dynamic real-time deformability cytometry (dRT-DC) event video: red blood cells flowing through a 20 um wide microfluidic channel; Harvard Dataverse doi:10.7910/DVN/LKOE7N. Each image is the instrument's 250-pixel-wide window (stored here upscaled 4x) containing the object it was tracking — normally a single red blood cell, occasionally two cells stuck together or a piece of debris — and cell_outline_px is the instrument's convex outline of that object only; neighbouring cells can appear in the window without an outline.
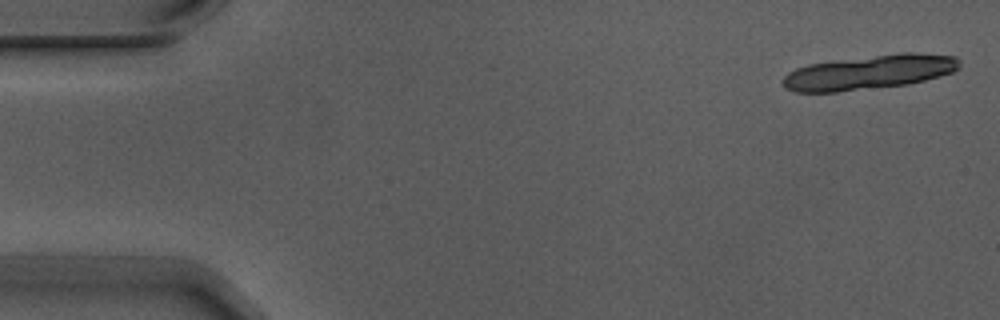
{"species": "Egyptian fruit bat (a non-hibernating species)", "species_latin": "Rousettus aegyptiacus", "temperature_condition": "warm", "stored_images_in_passage": 4, "camera_frame_rate_fps": 3000, "um_per_image_px": 0.085, "animal": {"sex": "male"}, "frame": {"image": 1, "passage_image": 1, "time_ms": 0.0, "image_size_px": [1000, 320], "cell_outline_px": [[960, 68], [952, 72], [940, 76], [908, 84], [836, 92], [796, 92], [784, 88], [784, 76], [788, 72], [796, 68], [808, 64], [832, 60], [900, 52], [916, 52], [956, 56], [960, 60]], "centroid_in_image_um": [73.91, 6.12], "position_along_channel_um": 11.1, "area_um2": 35.66}}
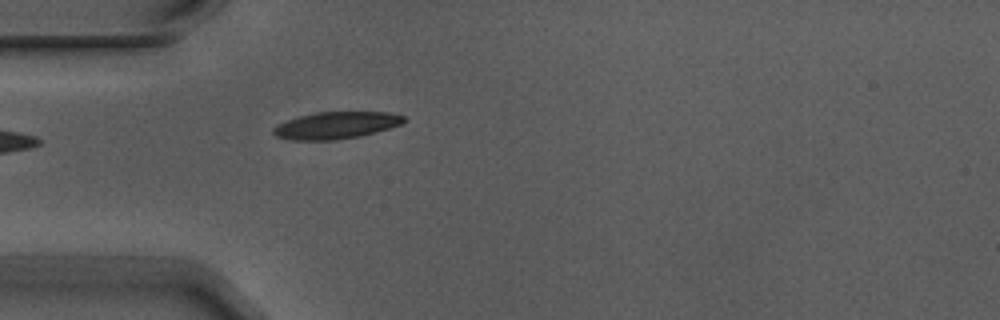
{"frame": {"image": 2, "passage_image": 4, "time_ms": 1.0, "image_size_px": [1000, 320], "cell_outline_px": [[408, 120], [400, 124], [376, 132], [360, 136], [336, 140], [292, 140], [276, 136], [272, 132], [272, 128], [288, 120], [300, 116], [316, 112], [388, 112], [404, 116]], "centroid_in_image_um": [28.58, 10.65], "position_along_channel_um": 56.4, "area_um2": 20.4}}